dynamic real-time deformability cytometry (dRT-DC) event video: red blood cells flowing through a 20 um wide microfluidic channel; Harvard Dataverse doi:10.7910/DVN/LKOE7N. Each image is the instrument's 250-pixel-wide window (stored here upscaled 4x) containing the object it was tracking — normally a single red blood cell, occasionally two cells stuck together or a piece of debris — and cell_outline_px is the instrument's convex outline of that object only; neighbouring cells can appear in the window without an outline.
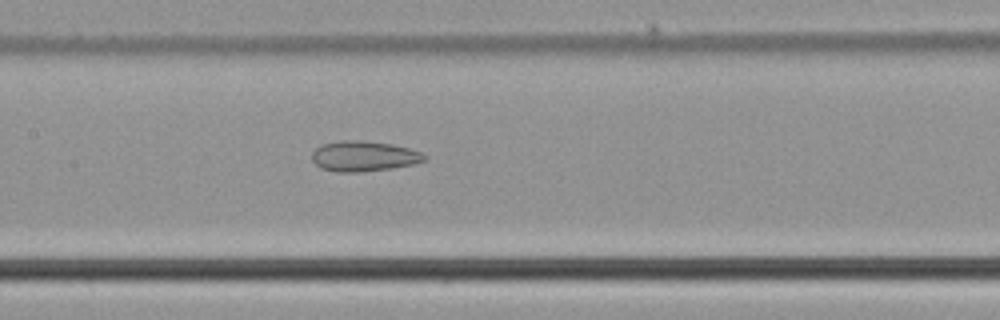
{"species": "common noctule bat (a hibernating species)", "species_latin": "Nyctalus noctula", "temperature_condition": "cold", "stored_images_in_passage": 50, "camera_frame_rate_fps": 3000, "um_per_image_px": 0.085, "animal": {"sex": "male", "body_mass_g": 21.5, "forearm_length_mm": 52.0}, "frame": {"image": 1, "passage_image": 24, "time_ms": 7.667, "image_size_px": [1000, 320], "cell_outline_px": [[428, 160], [412, 164], [392, 168], [360, 172], [336, 172], [320, 168], [312, 160], [312, 152], [320, 144], [344, 140], [364, 140], [392, 144], [408, 148], [420, 152], [428, 156]], "centroid_in_image_um": [30.92, 13.27], "position_along_channel_um": 176.5, "area_um2": 20.06}}
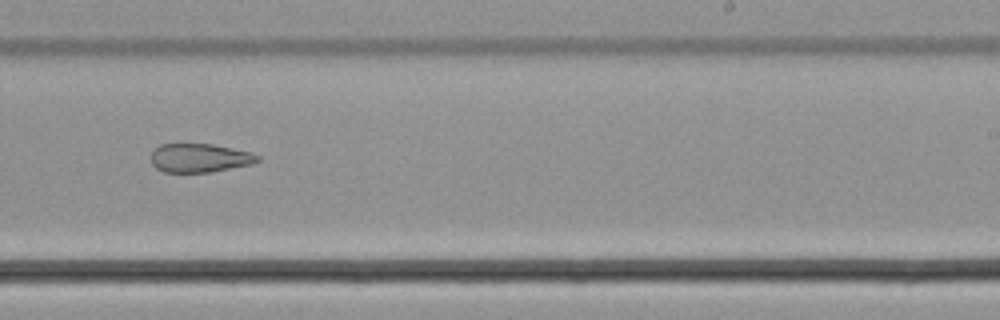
{"frame": {"image": 2, "passage_image": 31, "time_ms": 10.0, "image_size_px": [1000, 320], "cell_outline_px": [[260, 160], [252, 164], [212, 172], [164, 172], [156, 168], [152, 164], [152, 152], [160, 144], [212, 144], [232, 148], [248, 152], [260, 156]], "centroid_in_image_um": [16.97, 13.43], "position_along_channel_um": 272.0, "area_um2": 17.74}}
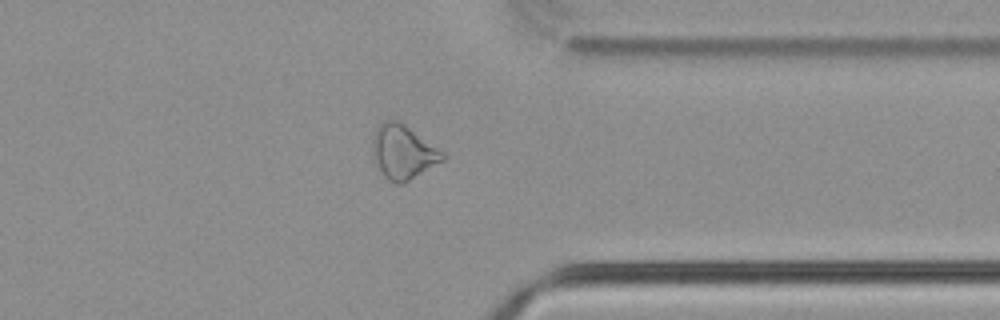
{"frame": {"image": 3, "passage_image": 39, "time_ms": 12.667, "image_size_px": [1000, 320], "cell_outline_px": [[448, 156], [444, 160], [404, 184], [396, 184], [388, 180], [384, 176], [372, 152], [372, 140], [376, 128], [384, 120], [396, 120], [404, 124], [444, 152]], "centroid_in_image_um": [34.28, 12.93], "position_along_channel_um": 377.1, "area_um2": 21.96}}